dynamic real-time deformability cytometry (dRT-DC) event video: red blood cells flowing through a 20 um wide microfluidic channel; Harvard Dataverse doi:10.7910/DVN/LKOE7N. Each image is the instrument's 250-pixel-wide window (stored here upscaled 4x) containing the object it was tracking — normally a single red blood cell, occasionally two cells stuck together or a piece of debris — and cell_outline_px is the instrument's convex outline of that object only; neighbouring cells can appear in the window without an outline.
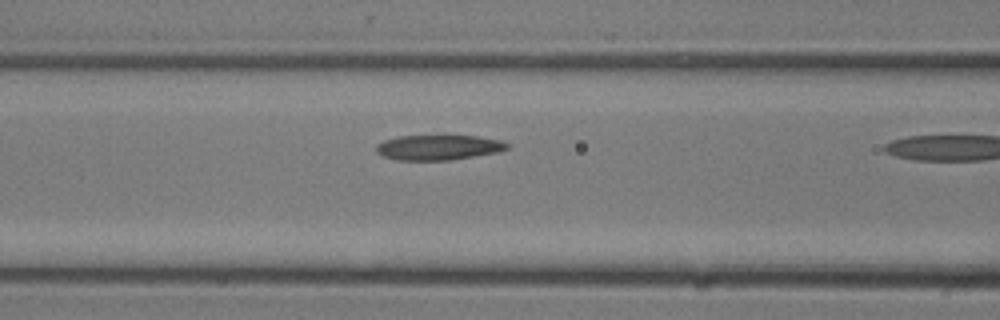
{"species": "common noctule bat (a hibernating species)", "species_latin": "Nyctalus noctula", "temperature_condition": "room temperature", "stored_images_in_passage": 10, "camera_frame_rate_fps": 3000, "um_per_image_px": 0.085, "animal": {"sex": "male", "body_mass_g": 13.3}, "frame": {"image": 1, "passage_image": 9, "time_ms": 2.667, "image_size_px": [1000, 320], "cell_outline_px": [[508, 148], [496, 152], [448, 160], [396, 160], [384, 156], [376, 152], [376, 144], [384, 140], [400, 136], [476, 136], [500, 140], [508, 144]], "centroid_in_image_um": [37.21, 12.53], "position_along_channel_um": 129.4, "area_um2": 18.84}}